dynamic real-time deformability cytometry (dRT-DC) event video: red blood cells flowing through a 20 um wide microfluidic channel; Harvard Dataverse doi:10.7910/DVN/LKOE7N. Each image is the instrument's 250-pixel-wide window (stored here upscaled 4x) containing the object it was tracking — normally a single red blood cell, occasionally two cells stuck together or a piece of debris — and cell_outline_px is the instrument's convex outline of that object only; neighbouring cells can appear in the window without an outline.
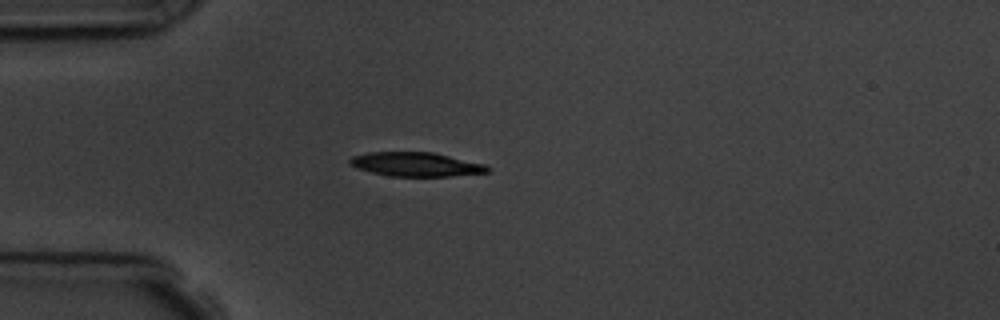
{"species": "common noctule bat (a hibernating species)", "species_latin": "Nyctalus noctula", "temperature_condition": "room temperature", "stored_images_in_passage": 3, "camera_frame_rate_fps": 3000, "um_per_image_px": 0.085, "animal": {"sex": "male", "body_mass_g": 19.5, "forearm_length_mm": 54.6}, "frame": {"image": 1, "passage_image": 1, "time_ms": 0.0, "image_size_px": [1000, 320], "cell_outline_px": [[492, 168], [488, 172], [452, 176], [388, 176], [356, 168], [348, 164], [348, 160], [352, 156], [368, 152], [432, 152], [484, 164]], "centroid_in_image_um": [35.32, 13.97], "position_along_channel_um": 49.7, "area_um2": 19.31}}